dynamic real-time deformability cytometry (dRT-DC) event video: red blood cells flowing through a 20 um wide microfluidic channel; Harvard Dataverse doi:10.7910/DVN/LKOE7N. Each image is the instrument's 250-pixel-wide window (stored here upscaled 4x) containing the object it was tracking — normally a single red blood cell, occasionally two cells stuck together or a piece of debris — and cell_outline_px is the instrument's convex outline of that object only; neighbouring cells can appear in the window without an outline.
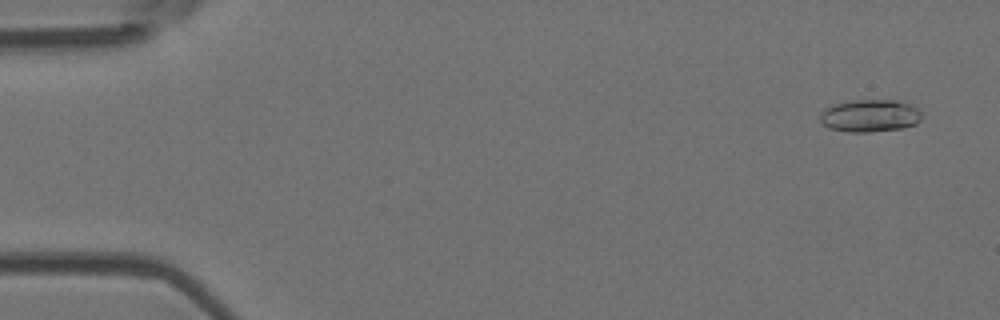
{"species": "Egyptian fruit bat (a non-hibernating species)", "species_latin": "Rousettus aegyptiacus", "temperature_condition": "room temperature", "stored_images_in_passage": 54, "camera_frame_rate_fps": 3000, "um_per_image_px": 0.085, "animal": {"sex": "female"}, "frame": {"image": 1, "passage_image": 3, "time_ms": 0.667, "image_size_px": [1000, 320], "cell_outline_px": [[920, 120], [916, 124], [900, 128], [868, 132], [848, 132], [828, 128], [820, 120], [820, 112], [824, 108], [832, 104], [852, 100], [896, 100], [908, 104], [916, 108], [920, 112]], "centroid_in_image_um": [73.88, 9.83], "position_along_channel_um": 11.1, "area_um2": 19.19}}
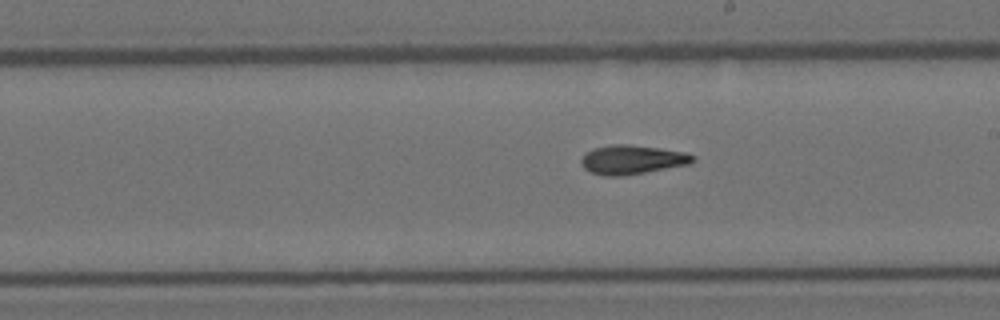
{"frame": {"image": 2, "passage_image": 31, "time_ms": 10.0, "image_size_px": [1000, 320], "cell_outline_px": [[696, 160], [688, 164], [644, 172], [620, 176], [604, 176], [592, 172], [584, 168], [580, 164], [580, 160], [584, 152], [596, 148], [612, 144], [624, 144], [656, 148], [684, 152], [692, 156]], "centroid_in_image_um": [53.66, 13.57], "position_along_channel_um": 235.3, "area_um2": 18.55}}
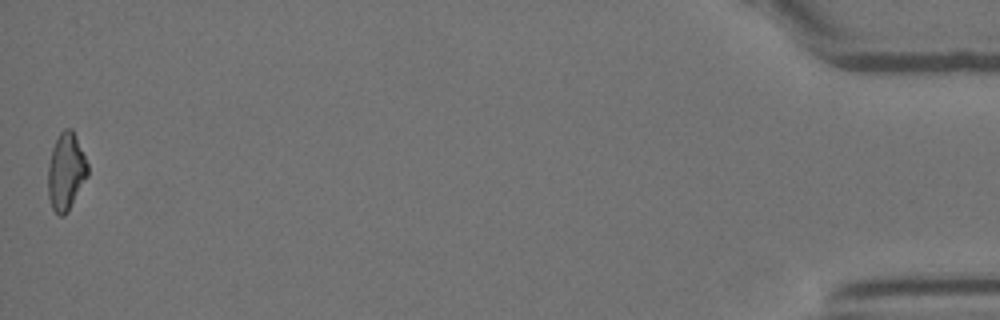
{"frame": {"image": 3, "passage_image": 54, "time_ms": 17.667, "image_size_px": [1000, 320], "cell_outline_px": [[88, 176], [68, 212], [64, 216], [60, 216], [52, 208], [48, 196], [48, 164], [52, 148], [60, 132], [64, 128], [72, 128], [88, 164]], "centroid_in_image_um": [5.61, 14.6], "position_along_channel_um": 429.6, "area_um2": 17.92}, "authors_computed_cell_mechanics": {"area_um2": 18.0914, "velocity_mm_per_s": 3.7642, "shape_relaxation_time_tau1_ms": 11.1112, "shape_relaxation_time_tau2_ms": 4.2946, "deformation_change_tau1": 0.2508, "deformation_change_tau2": 0.1346}}